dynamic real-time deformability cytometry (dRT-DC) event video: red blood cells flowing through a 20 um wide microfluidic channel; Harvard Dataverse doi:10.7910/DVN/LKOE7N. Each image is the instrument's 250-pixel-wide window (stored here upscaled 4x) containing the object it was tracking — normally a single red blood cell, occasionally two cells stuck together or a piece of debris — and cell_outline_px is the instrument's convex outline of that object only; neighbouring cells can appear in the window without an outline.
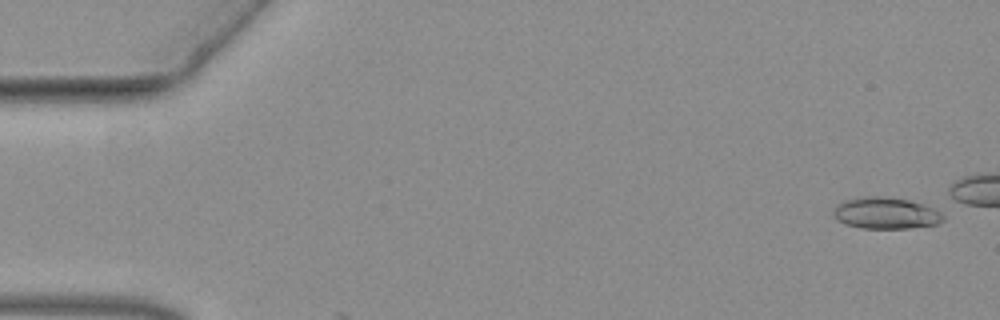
{"species": "common noctule bat (a hibernating species)", "species_latin": "Nyctalus noctula", "temperature_condition": "warm", "stored_images_in_passage": 44, "camera_frame_rate_fps": 3000, "um_per_image_px": 0.085, "animal": {"sex": "female", "body_mass_g": 19.3, "forearm_length_mm": 54.1}, "frame": {"image": 1, "passage_image": 1, "time_ms": 0.0, "image_size_px": [1000, 320], "cell_outline_px": [[944, 220], [936, 224], [908, 228], [860, 228], [844, 224], [836, 220], [832, 212], [836, 204], [844, 200], [864, 196], [880, 196], [908, 200], [932, 208], [940, 212], [944, 216]], "centroid_in_image_um": [75.22, 18.12], "position_along_channel_um": 9.8, "area_um2": 20.11}}
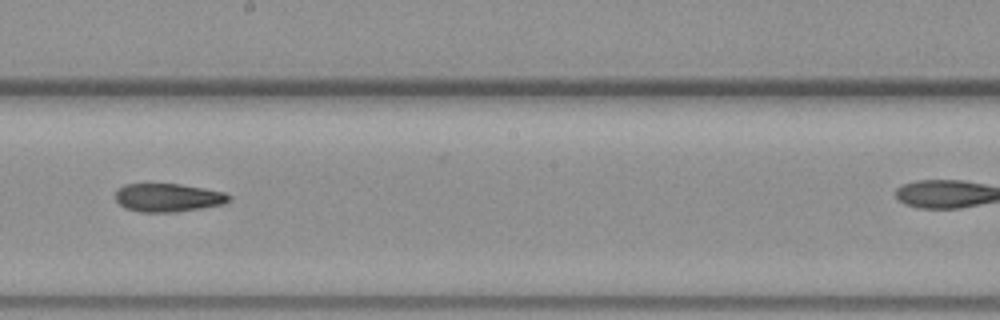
{"frame": {"image": 2, "passage_image": 30, "time_ms": 9.667, "image_size_px": [1000, 320], "cell_outline_px": [[232, 200], [224, 204], [176, 212], [140, 212], [124, 208], [116, 200], [116, 192], [124, 184], [180, 184], [204, 188], [224, 192], [232, 196]], "centroid_in_image_um": [14.32, 16.8], "position_along_channel_um": 233.9, "area_um2": 18.79}}
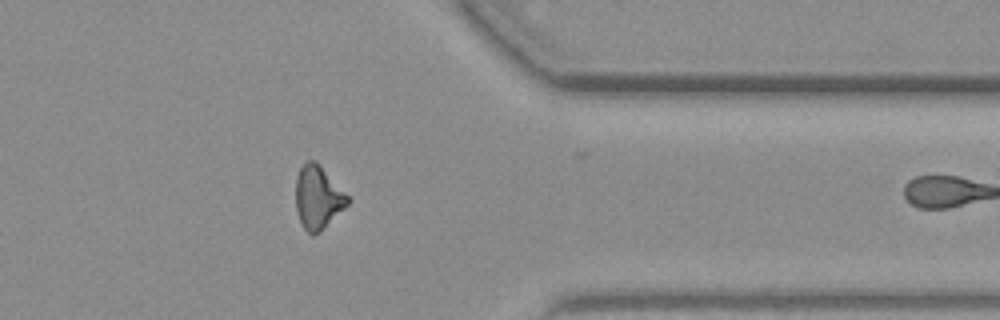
{"frame": {"image": 3, "passage_image": 43, "time_ms": 14.0, "image_size_px": [1000, 320], "cell_outline_px": [[352, 200], [320, 232], [312, 236], [304, 228], [300, 220], [296, 208], [296, 176], [300, 168], [308, 160], [316, 160]], "centroid_in_image_um": [27.02, 16.77], "position_along_channel_um": 384.4, "area_um2": 19.02}}